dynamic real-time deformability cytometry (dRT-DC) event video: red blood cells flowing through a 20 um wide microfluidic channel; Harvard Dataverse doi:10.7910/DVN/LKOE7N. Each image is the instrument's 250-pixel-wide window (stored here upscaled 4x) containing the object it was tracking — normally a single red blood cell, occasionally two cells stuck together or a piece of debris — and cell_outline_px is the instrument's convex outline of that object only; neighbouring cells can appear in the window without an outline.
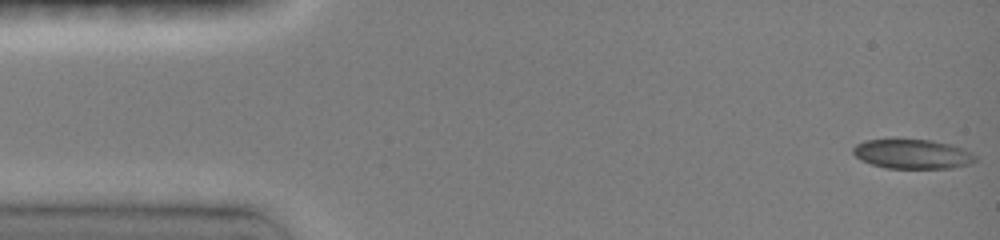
{"species": "common noctule bat (a hibernating species)", "species_latin": "Nyctalus noctula", "temperature_condition": "room temperature", "stored_images_in_passage": 23, "camera_frame_rate_fps": 3000, "um_per_image_px": 0.085, "animal": {"sex": "female", "body_mass_g": 19.0, "forearm_length_mm": 51.5}, "frame": {"image": 1, "passage_image": 1, "time_ms": 0.0, "image_size_px": [1000, 240], "cell_outline_px": [[976, 160], [968, 164], [952, 168], [884, 168], [860, 160], [852, 152], [852, 148], [856, 144], [864, 140], [928, 140], [948, 144], [960, 148], [976, 156]], "centroid_in_image_um": [77.49, 13.1], "position_along_channel_um": 7.5, "area_um2": 20.63}}
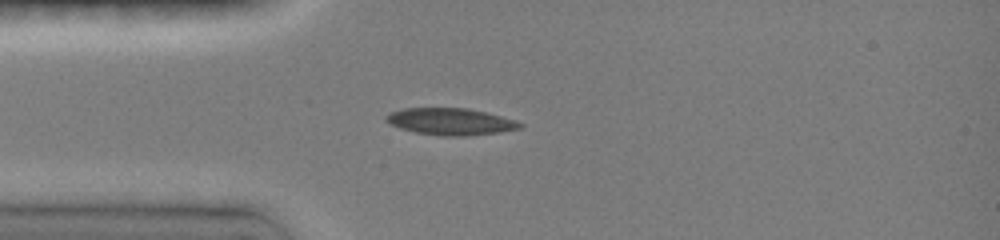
{"frame": {"image": 2, "passage_image": 19, "time_ms": 3.667, "image_size_px": [1000, 240], "cell_outline_px": [[524, 128], [496, 132], [464, 136], [444, 136], [416, 132], [400, 128], [384, 120], [384, 116], [392, 112], [404, 108], [468, 108], [500, 116], [524, 124]], "centroid_in_image_um": [38.28, 10.33], "position_along_channel_um": 46.7, "area_um2": 20.63}}